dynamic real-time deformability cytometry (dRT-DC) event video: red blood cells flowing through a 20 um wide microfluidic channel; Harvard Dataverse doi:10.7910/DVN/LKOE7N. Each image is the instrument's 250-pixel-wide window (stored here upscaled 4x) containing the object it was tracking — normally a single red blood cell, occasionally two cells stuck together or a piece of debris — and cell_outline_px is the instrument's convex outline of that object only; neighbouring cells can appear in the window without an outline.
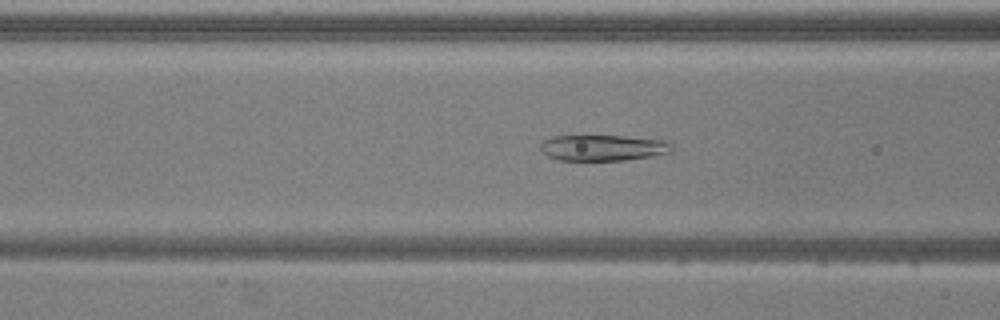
{"species": "common noctule bat (a hibernating species)", "species_latin": "Nyctalus noctula", "temperature_condition": "warm", "stored_images_in_passage": 50, "camera_frame_rate_fps": 3000, "um_per_image_px": 0.085, "animal": {"sex": "male", "body_mass_g": 20.5, "forearm_length_mm": 52.5}, "frame": {"image": 1, "passage_image": 16, "time_ms": 5.0, "image_size_px": [1000, 320], "cell_outline_px": [[672, 152], [652, 156], [624, 160], [560, 160], [548, 156], [540, 148], [540, 144], [544, 140], [552, 136], [624, 136], [664, 140], [672, 144]], "centroid_in_image_um": [51.27, 12.56], "position_along_channel_um": 115.3, "area_um2": 19.77}}
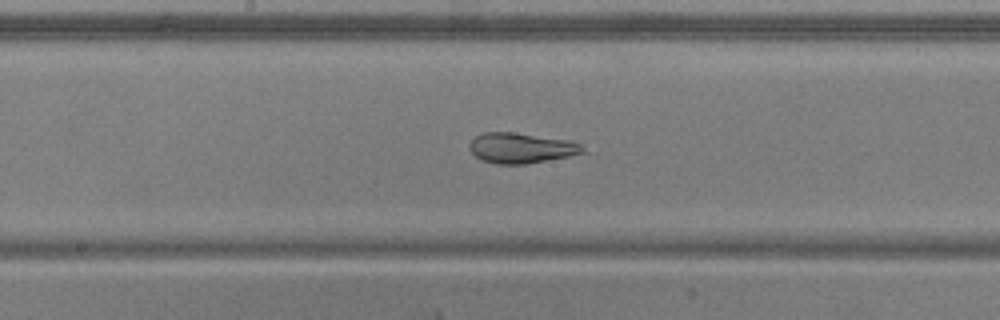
{"frame": {"image": 2, "passage_image": 23, "time_ms": 7.333, "image_size_px": [1000, 320], "cell_outline_px": [[588, 152], [528, 164], [496, 164], [480, 160], [468, 148], [468, 144], [476, 136], [484, 132], [512, 132], [568, 140], [580, 144]], "centroid_in_image_um": [44.28, 12.59], "position_along_channel_um": 203.9, "area_um2": 20.06}}
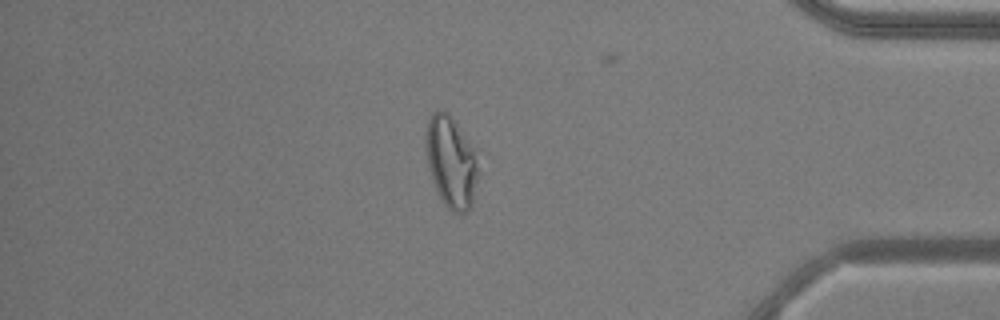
{"frame": {"image": 3, "passage_image": 41, "time_ms": 13.333, "image_size_px": [1000, 320], "cell_outline_px": [[480, 172], [472, 208], [468, 212], [452, 212], [444, 204], [432, 180], [428, 168], [424, 140], [428, 120], [432, 112], [436, 108], [440, 108], [448, 112], [476, 148]], "centroid_in_image_um": [38.38, 13.74], "position_along_channel_um": 396.8, "area_um2": 29.02}, "authors_computed_cell_mechanics": {"area_um2": 27.1082, "velocity_mm_per_s": 3.7667, "shape_relaxation_time_tau1_ms": 3.6264, "shape_relaxation_time_tau2_ms": 1.5679, "deformation_change_tau1": 0.1829, "deformation_change_tau2": 0.0849}}